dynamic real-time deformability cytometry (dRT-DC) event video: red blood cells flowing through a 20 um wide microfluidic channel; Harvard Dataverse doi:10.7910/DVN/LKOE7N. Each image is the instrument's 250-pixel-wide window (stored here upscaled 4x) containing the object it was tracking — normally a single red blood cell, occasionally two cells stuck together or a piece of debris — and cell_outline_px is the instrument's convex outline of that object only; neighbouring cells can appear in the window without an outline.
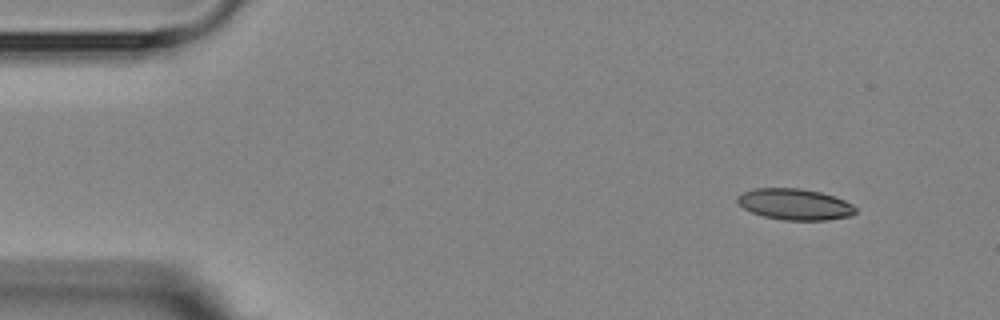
{"species": "Egyptian fruit bat (a non-hibernating species)", "species_latin": "Rousettus aegyptiacus", "temperature_condition": "room temperature", "stored_images_in_passage": 5, "camera_frame_rate_fps": 3000, "um_per_image_px": 0.085, "animal": {"sex": "female"}, "frame": {"image": 1, "passage_image": 1, "time_ms": 0.0, "image_size_px": [1000, 320], "cell_outline_px": [[856, 212], [852, 216], [828, 220], [784, 220], [764, 216], [752, 212], [744, 208], [736, 200], [736, 196], [744, 192], [756, 188], [800, 188], [820, 192], [844, 200], [852, 204], [856, 208]], "centroid_in_image_um": [67.57, 17.37], "position_along_channel_um": 17.4, "area_um2": 21.39}}
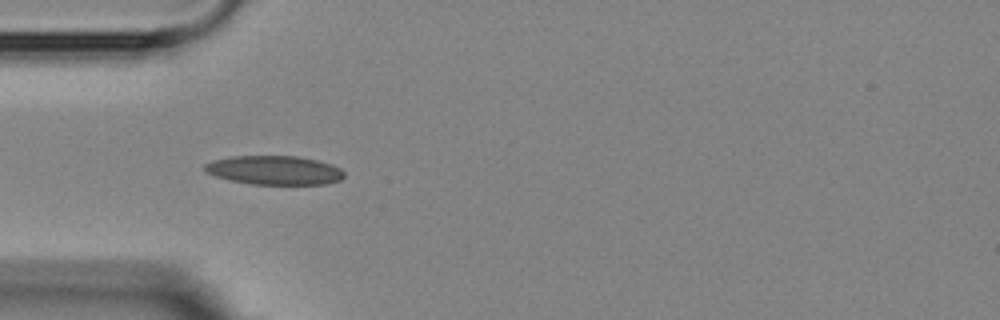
{"frame": {"image": 2, "passage_image": 4, "time_ms": 3.667, "image_size_px": [1000, 320], "cell_outline_px": [[344, 176], [340, 180], [324, 184], [252, 184], [232, 180], [216, 176], [204, 172], [204, 164], [212, 160], [232, 156], [296, 156], [316, 160], [332, 164], [340, 168], [344, 172]], "centroid_in_image_um": [23.31, 14.46], "position_along_channel_um": 61.7, "area_um2": 23.47}}
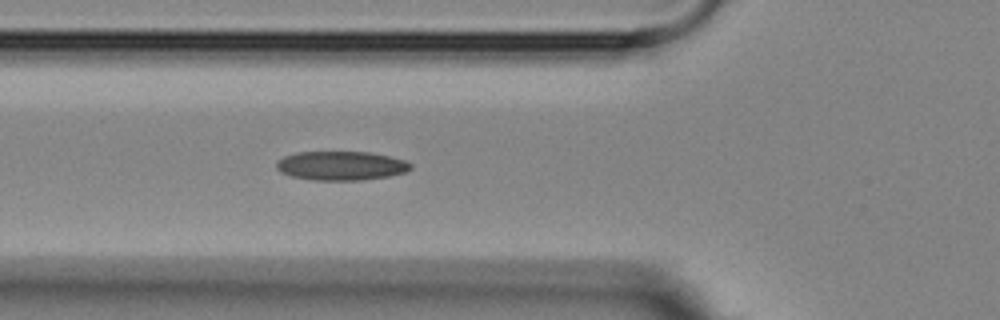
{"frame": {"image": 3, "passage_image": 5, "time_ms": 4.667, "image_size_px": [1000, 320], "cell_outline_px": [[412, 168], [404, 172], [388, 176], [360, 180], [312, 180], [292, 176], [280, 172], [276, 168], [276, 160], [284, 156], [296, 152], [368, 152], [388, 156], [404, 160], [412, 164]], "centroid_in_image_um": [28.95, 14.08], "position_along_channel_um": 96.9, "area_um2": 22.66}}